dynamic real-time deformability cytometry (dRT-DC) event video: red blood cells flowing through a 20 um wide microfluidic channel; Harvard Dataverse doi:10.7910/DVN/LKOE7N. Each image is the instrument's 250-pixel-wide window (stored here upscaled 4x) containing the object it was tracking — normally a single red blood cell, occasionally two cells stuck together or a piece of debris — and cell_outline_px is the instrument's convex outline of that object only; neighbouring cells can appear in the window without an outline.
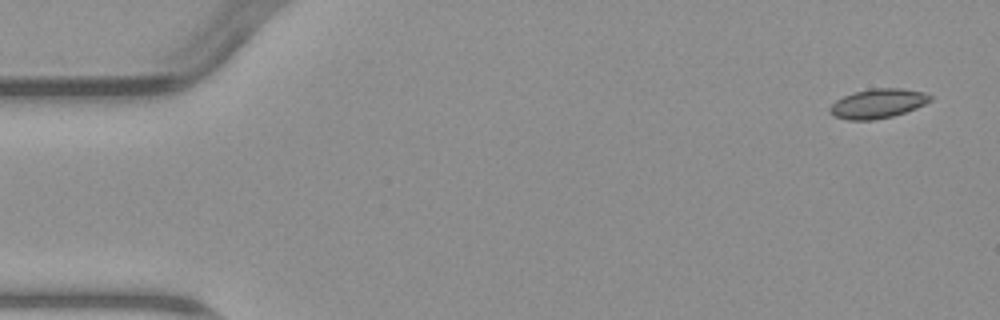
{"species": "common noctule bat (a hibernating species)", "species_latin": "Nyctalus noctula", "temperature_condition": "warm", "stored_images_in_passage": 7, "camera_frame_rate_fps": 3000, "um_per_image_px": 0.085, "animal": {"sex": "male", "body_mass_g": 23.1, "forearm_length_mm": 52.7}, "frame": {"image": 1, "passage_image": 1, "time_ms": 0.0, "image_size_px": [1000, 320], "cell_outline_px": [[932, 100], [916, 108], [892, 116], [872, 120], [848, 120], [836, 116], [828, 112], [828, 108], [836, 100], [844, 96], [856, 92], [872, 88], [904, 88], [924, 92], [932, 96]], "centroid_in_image_um": [74.62, 8.79], "position_along_channel_um": 10.4, "area_um2": 17.11}}
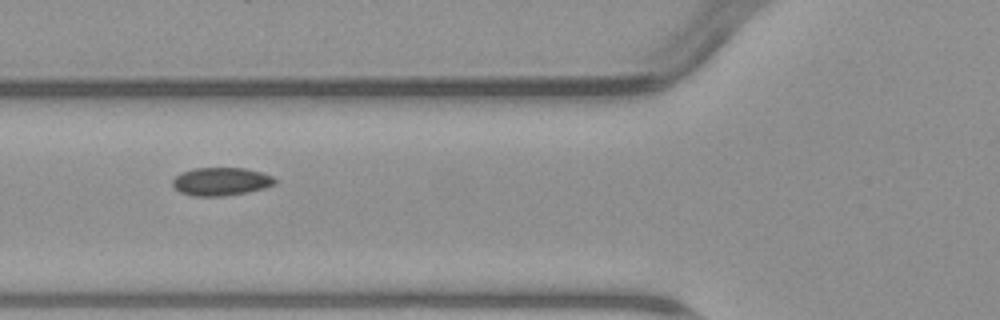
{"frame": {"image": 2, "passage_image": 5, "time_ms": 6.0, "image_size_px": [1000, 320], "cell_outline_px": [[276, 184], [264, 188], [248, 192], [224, 196], [192, 196], [180, 192], [172, 184], [172, 180], [180, 172], [196, 168], [244, 168], [260, 172], [272, 176], [276, 180]], "centroid_in_image_um": [18.78, 15.43], "position_along_channel_um": 107.0, "area_um2": 16.76}}
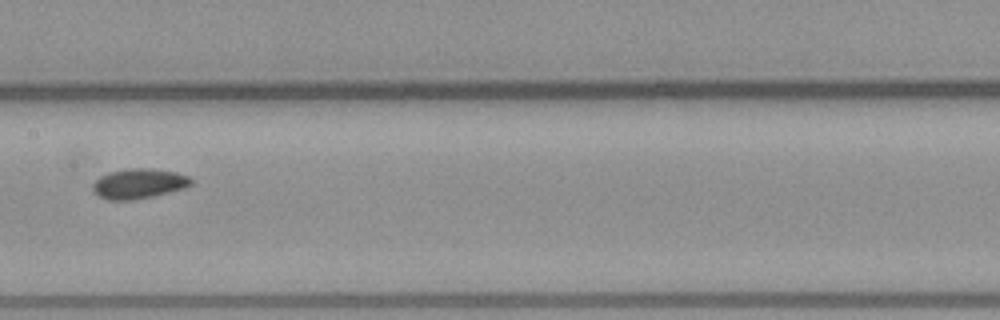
{"frame": {"image": 3, "passage_image": 7, "time_ms": 8.333, "image_size_px": [1000, 320], "cell_outline_px": [[192, 184], [184, 188], [152, 196], [132, 200], [108, 200], [92, 192], [92, 184], [100, 176], [108, 172], [128, 168], [148, 168], [176, 172], [188, 176], [192, 180]], "centroid_in_image_um": [11.76, 15.6], "position_along_channel_um": 195.6, "area_um2": 17.17}}